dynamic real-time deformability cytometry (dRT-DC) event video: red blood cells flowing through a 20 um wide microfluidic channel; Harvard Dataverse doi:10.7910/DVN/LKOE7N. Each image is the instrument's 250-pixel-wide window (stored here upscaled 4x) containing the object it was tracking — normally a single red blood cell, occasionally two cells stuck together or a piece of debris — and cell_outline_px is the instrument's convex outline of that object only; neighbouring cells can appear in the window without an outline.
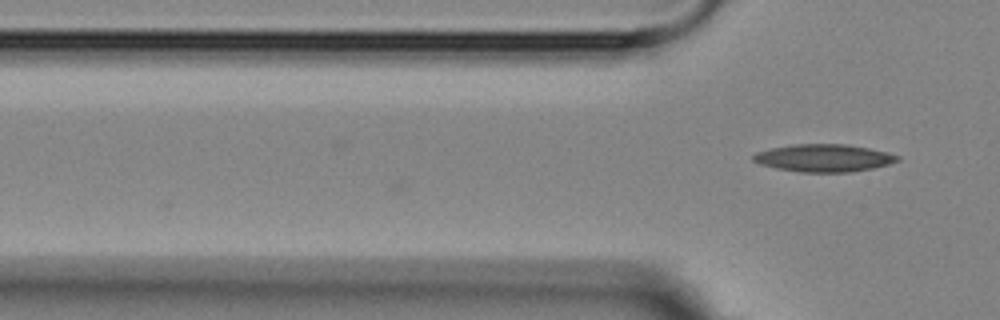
{"species": "Egyptian fruit bat (a non-hibernating species)", "species_latin": "Rousettus aegyptiacus", "temperature_condition": "room temperature", "stored_images_in_passage": 2, "camera_frame_rate_fps": 3000, "um_per_image_px": 0.085, "animal": {"sex": "female"}, "frame": {"image": 1, "passage_image": 2, "time_ms": 1.0, "image_size_px": [1000, 320], "cell_outline_px": [[900, 160], [888, 164], [872, 168], [852, 172], [800, 172], [776, 168], [760, 164], [752, 160], [752, 156], [756, 152], [772, 148], [792, 144], [848, 144], [888, 152], [900, 156]], "centroid_in_image_um": [70.03, 13.42], "position_along_channel_um": 55.8, "area_um2": 23.18}}